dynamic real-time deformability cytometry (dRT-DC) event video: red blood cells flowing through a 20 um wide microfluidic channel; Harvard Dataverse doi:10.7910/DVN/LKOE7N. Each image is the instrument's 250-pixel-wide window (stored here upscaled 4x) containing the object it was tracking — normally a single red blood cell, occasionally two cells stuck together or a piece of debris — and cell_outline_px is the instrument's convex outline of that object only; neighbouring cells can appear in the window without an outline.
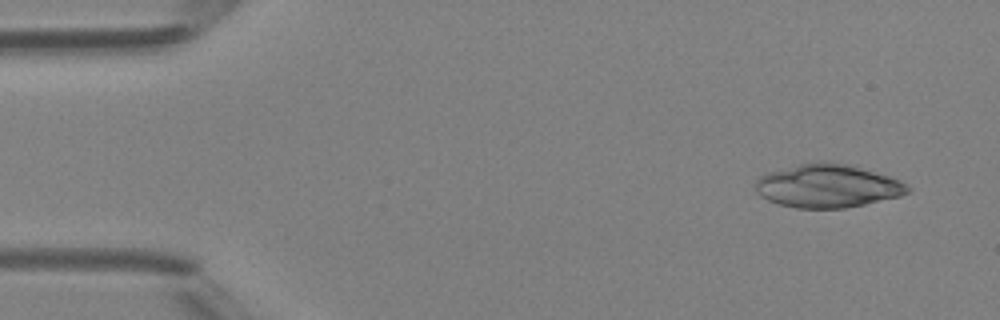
{"species": "Egyptian fruit bat (a non-hibernating species)", "species_latin": "Rousettus aegyptiacus", "temperature_condition": "room temperature", "stored_images_in_passage": 5, "camera_frame_rate_fps": 3000, "um_per_image_px": 0.085, "animal": {"sex": "female"}, "frame": {"image": 1, "passage_image": 1, "time_ms": 0.0, "image_size_px": [1000, 320], "cell_outline_px": [[912, 188], [908, 192], [900, 196], [864, 204], [844, 208], [796, 208], [776, 204], [760, 196], [756, 192], [756, 180], [764, 172], [800, 164], [820, 160], [824, 160], [856, 164], [900, 180]], "centroid_in_image_um": [70.34, 15.77], "position_along_channel_um": 14.7, "area_um2": 39.13}}